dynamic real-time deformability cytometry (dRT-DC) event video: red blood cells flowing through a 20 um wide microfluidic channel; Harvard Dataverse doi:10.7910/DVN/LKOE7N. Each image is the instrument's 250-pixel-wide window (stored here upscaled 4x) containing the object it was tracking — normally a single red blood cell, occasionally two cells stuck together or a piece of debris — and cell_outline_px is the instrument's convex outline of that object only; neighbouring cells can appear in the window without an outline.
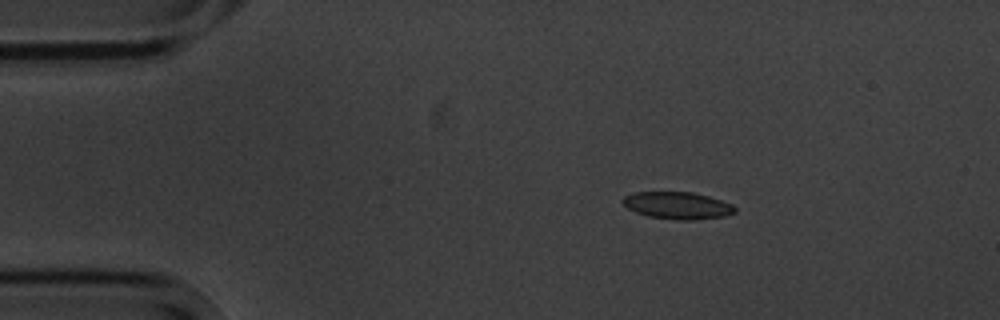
{"species": "common noctule bat (a hibernating species)", "species_latin": "Nyctalus noctula", "temperature_condition": "cold", "stored_images_in_passage": 5, "segment_of_instrument_passage": [1, 2], "camera_frame_rate_fps": 3000, "um_per_image_px": 0.085, "animal": {"sex": "male", "body_mass_g": 20.1, "forearm_length_mm": 53.5}, "frame": {"image": 1, "passage_image": 2, "time_ms": 1.333, "image_size_px": [1000, 320], "cell_outline_px": [[736, 212], [724, 216], [692, 220], [676, 220], [648, 216], [636, 212], [628, 208], [620, 200], [624, 196], [636, 192], [692, 192], [708, 196], [732, 204], [736, 208]], "centroid_in_image_um": [57.58, 17.46], "position_along_channel_um": 27.4, "area_um2": 17.69}}
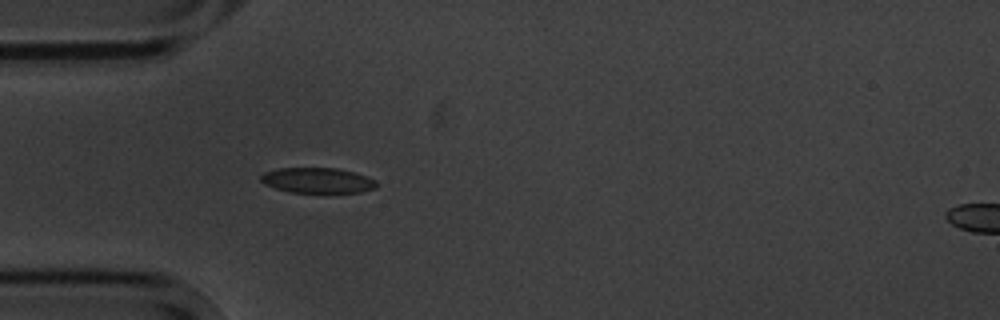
{"frame": {"image": 2, "passage_image": 4, "time_ms": 3.667, "image_size_px": [1000, 320], "cell_outline_px": [[376, 188], [360, 192], [288, 192], [264, 184], [260, 180], [260, 176], [264, 172], [280, 168], [336, 168], [352, 172], [376, 180]], "centroid_in_image_um": [26.95, 15.33], "position_along_channel_um": 58.1, "area_um2": 16.88}}